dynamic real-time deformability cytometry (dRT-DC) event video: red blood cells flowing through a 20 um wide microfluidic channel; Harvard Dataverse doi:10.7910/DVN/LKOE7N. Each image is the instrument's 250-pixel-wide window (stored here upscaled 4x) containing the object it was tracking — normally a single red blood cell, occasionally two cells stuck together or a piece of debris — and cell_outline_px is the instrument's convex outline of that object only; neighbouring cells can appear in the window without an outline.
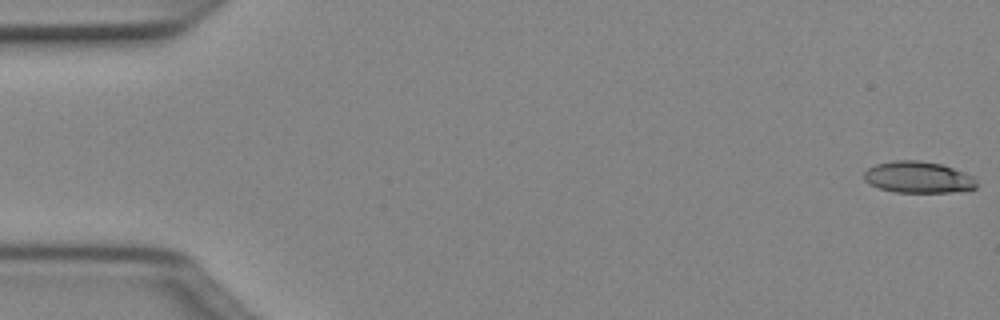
{"species": "Egyptian fruit bat (a non-hibernating species)", "species_latin": "Rousettus aegyptiacus", "temperature_condition": "cold", "stored_images_in_passage": 50, "camera_frame_rate_fps": 3000, "um_per_image_px": 0.085, "animal": {"sex": "female"}, "frame": {"image": 1, "passage_image": 1, "time_ms": 0.0, "image_size_px": [1000, 320], "cell_outline_px": [[976, 188], [952, 192], [896, 192], [880, 188], [868, 184], [864, 180], [864, 172], [868, 168], [876, 164], [896, 160], [920, 160], [940, 164], [976, 176]], "centroid_in_image_um": [78.05, 15.06], "position_along_channel_um": 7.0, "area_um2": 20.69}}
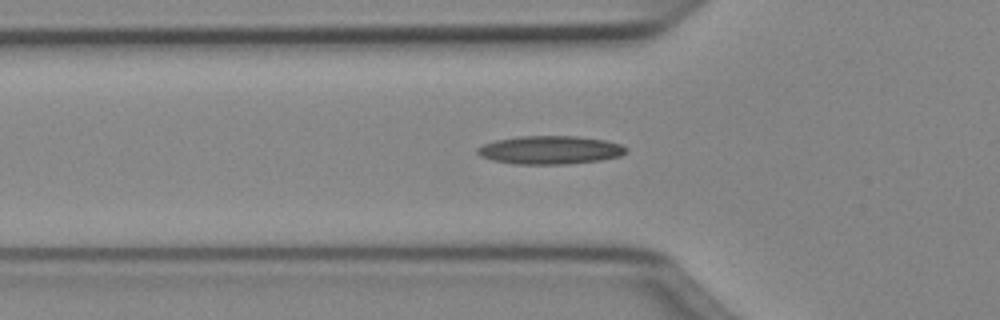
{"frame": {"image": 2, "passage_image": 17, "time_ms": 5.333, "image_size_px": [1000, 320], "cell_outline_px": [[628, 152], [620, 156], [600, 160], [568, 164], [512, 164], [492, 160], [480, 156], [476, 152], [476, 148], [484, 144], [496, 140], [520, 136], [576, 136], [604, 140], [620, 144], [628, 148]], "centroid_in_image_um": [46.75, 12.75], "position_along_channel_um": 79.0, "area_um2": 24.62}}
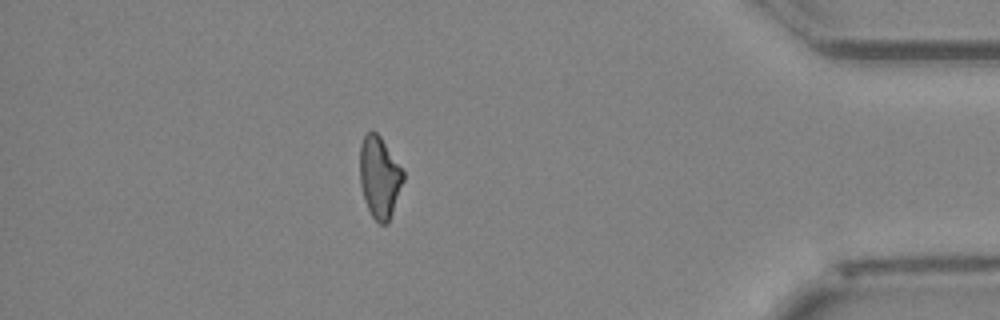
{"frame": {"image": 3, "passage_image": 44, "time_ms": 14.333, "image_size_px": [1000, 320], "cell_outline_px": [[404, 180], [388, 224], [380, 224], [372, 216], [364, 200], [360, 184], [360, 144], [364, 136], [368, 132], [376, 132], [380, 136], [404, 172]], "centroid_in_image_um": [32.25, 15.08], "position_along_channel_um": 403.0, "area_um2": 20.46}}